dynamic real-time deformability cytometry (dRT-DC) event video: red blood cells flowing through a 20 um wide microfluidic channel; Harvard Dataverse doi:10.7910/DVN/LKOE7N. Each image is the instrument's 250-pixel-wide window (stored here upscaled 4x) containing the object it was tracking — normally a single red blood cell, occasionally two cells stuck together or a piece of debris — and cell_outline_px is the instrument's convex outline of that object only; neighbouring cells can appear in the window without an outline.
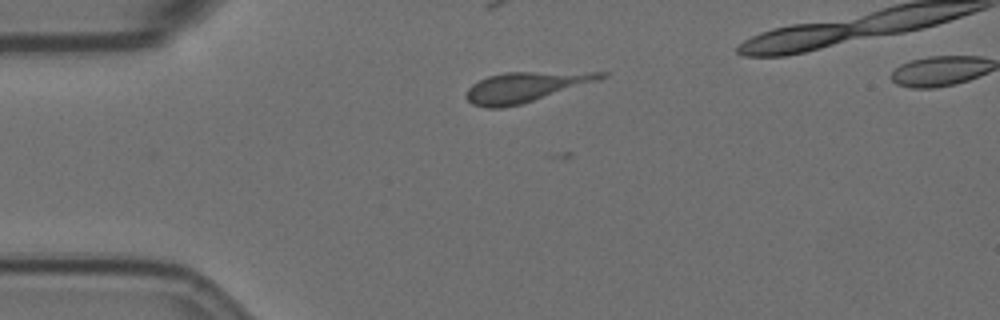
{"species": "Egyptian fruit bat (a non-hibernating species)", "species_latin": "Rousettus aegyptiacus", "temperature_condition": "room temperature", "stored_images_in_passage": 35, "camera_frame_rate_fps": 3000, "um_per_image_px": 0.085, "animal": {"sex": "female"}, "frame": {"image": 1, "passage_image": 1, "time_ms": 0.0, "image_size_px": [1000, 320], "cell_outline_px": [[608, 76], [600, 80], [520, 104], [500, 108], [488, 108], [472, 104], [464, 96], [464, 92], [472, 84], [488, 76], [504, 72], [608, 72]], "centroid_in_image_um": [44.64, 7.38], "position_along_channel_um": 40.4, "area_um2": 23.41}}
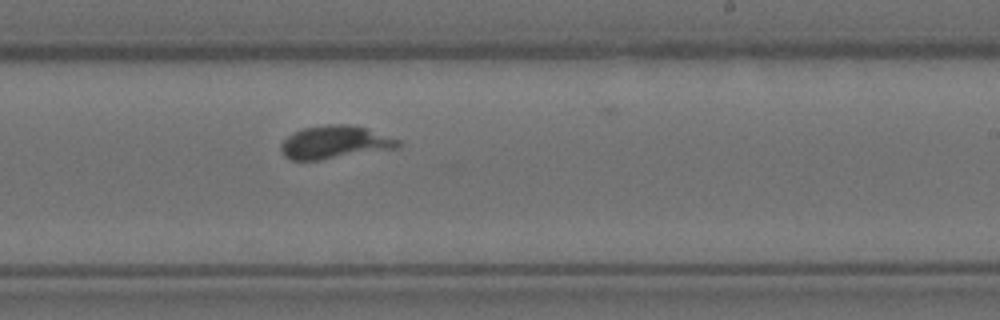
{"frame": {"image": 2, "passage_image": 22, "time_ms": 7.0, "image_size_px": [1000, 320], "cell_outline_px": [[400, 144], [396, 148], [320, 160], [292, 160], [284, 156], [280, 148], [280, 144], [292, 132], [304, 128], [328, 124], [348, 124], [364, 128], [400, 140]], "centroid_in_image_um": [28.41, 12.1], "position_along_channel_um": 260.6, "area_um2": 22.25}}
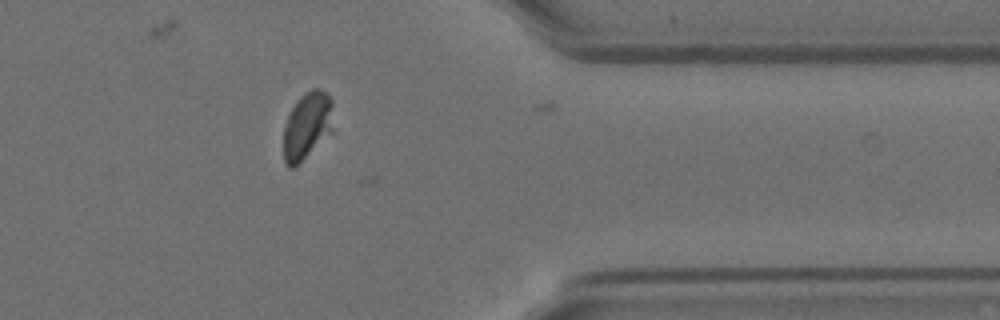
{"frame": {"image": 3, "passage_image": 34, "time_ms": 11.0, "image_size_px": [1000, 320], "cell_outline_px": [[332, 132], [292, 168], [288, 168], [284, 160], [284, 128], [288, 116], [292, 108], [300, 96], [304, 92], [312, 88], [320, 88], [332, 100]], "centroid_in_image_um": [26.1, 10.65], "position_along_channel_um": 385.3, "area_um2": 19.13}}